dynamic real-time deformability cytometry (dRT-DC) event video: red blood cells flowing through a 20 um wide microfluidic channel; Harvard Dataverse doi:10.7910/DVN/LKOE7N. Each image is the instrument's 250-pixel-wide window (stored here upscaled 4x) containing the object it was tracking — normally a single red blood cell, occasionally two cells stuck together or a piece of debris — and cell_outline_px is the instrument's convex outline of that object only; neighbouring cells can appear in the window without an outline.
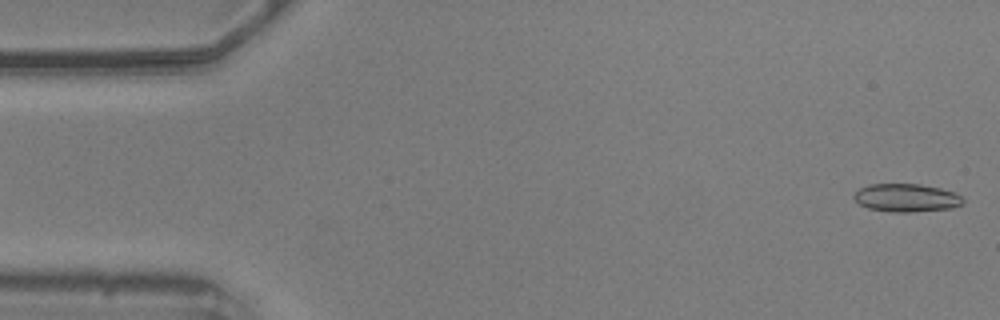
{"species": "common noctule bat (a hibernating species)", "species_latin": "Nyctalus noctula", "temperature_condition": "warm", "stored_images_in_passage": 55, "camera_frame_rate_fps": 3000, "um_per_image_px": 0.085, "animal": {"sex": "male", "body_mass_g": 20.5, "forearm_length_mm": 52.5}, "frame": {"image": 1, "passage_image": 1, "time_ms": 0.0, "image_size_px": [1000, 320], "cell_outline_px": [[964, 204], [952, 208], [912, 212], [892, 212], [868, 208], [860, 204], [852, 196], [860, 188], [872, 184], [920, 184], [940, 188], [952, 192], [960, 196], [964, 200]], "centroid_in_image_um": [77.05, 16.82], "position_along_channel_um": 7.9, "area_um2": 17.74}}
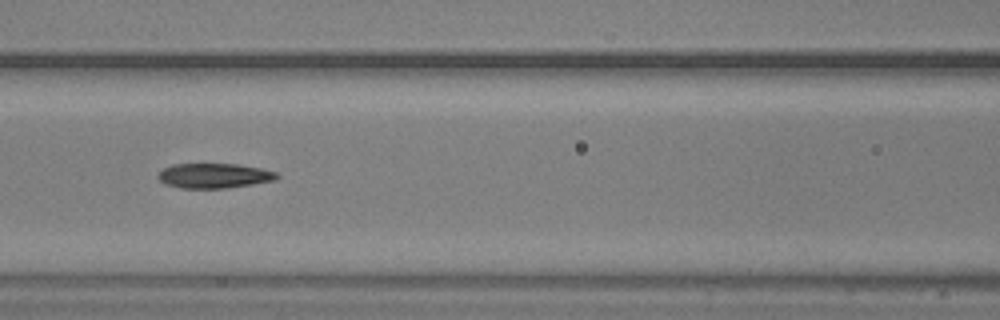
{"frame": {"image": 2, "passage_image": 23, "time_ms": 7.333, "image_size_px": [1000, 320], "cell_outline_px": [[280, 176], [276, 180], [252, 184], [224, 188], [180, 188], [168, 184], [160, 180], [156, 176], [164, 168], [172, 164], [236, 164], [260, 168], [276, 172]], "centroid_in_image_um": [18.21, 14.93], "position_along_channel_um": 148.4, "area_um2": 17.05}}
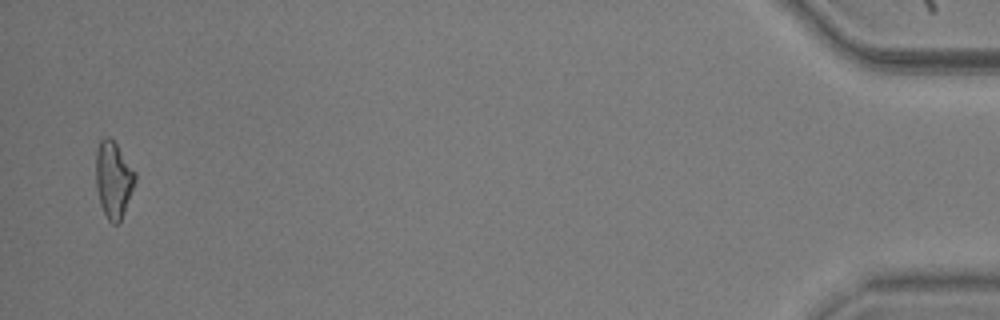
{"frame": {"image": 3, "passage_image": 54, "time_ms": 17.667, "image_size_px": [1000, 320], "cell_outline_px": [[136, 180], [120, 220], [116, 224], [112, 224], [108, 220], [100, 204], [96, 188], [96, 148], [100, 140], [104, 136], [108, 136], [116, 144], [136, 172]], "centroid_in_image_um": [9.62, 15.23], "position_along_channel_um": 425.6, "area_um2": 17.34}, "authors_computed_cell_mechanics": {"area_um2": 17.6868, "velocity_mm_per_s": 3.5898, "shape_relaxation_time_tau1_ms": 6.9913, "shape_relaxation_time_tau2_ms": 5.621, "deformation_change_tau1": 0.2029, "deformation_change_tau2": 0.1635}}